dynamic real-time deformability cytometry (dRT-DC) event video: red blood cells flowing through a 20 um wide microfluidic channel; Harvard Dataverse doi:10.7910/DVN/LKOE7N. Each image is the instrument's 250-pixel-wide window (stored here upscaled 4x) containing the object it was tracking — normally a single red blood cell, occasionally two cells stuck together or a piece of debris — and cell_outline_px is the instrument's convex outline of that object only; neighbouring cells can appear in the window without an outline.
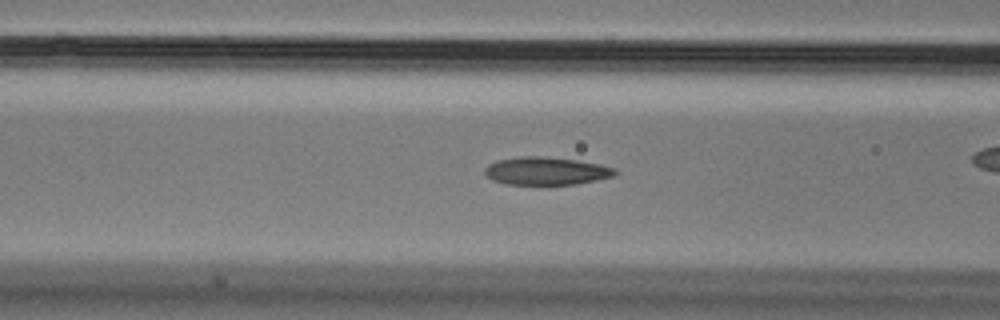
{"species": "Egyptian fruit bat (a non-hibernating species)", "species_latin": "Rousettus aegyptiacus", "temperature_condition": "cold", "stored_images_in_passage": 32, "camera_frame_rate_fps": 3000, "um_per_image_px": 0.085, "animal": {"sex": "male"}, "frame": {"image": 1, "passage_image": 10, "time_ms": 3.0, "image_size_px": [1000, 320], "cell_outline_px": [[616, 172], [612, 176], [596, 180], [576, 184], [508, 184], [492, 180], [484, 172], [484, 168], [488, 164], [496, 160], [520, 156], [540, 156], [576, 160], [600, 164], [616, 168]], "centroid_in_image_um": [46.39, 14.52], "position_along_channel_um": 120.2, "area_um2": 21.04}}
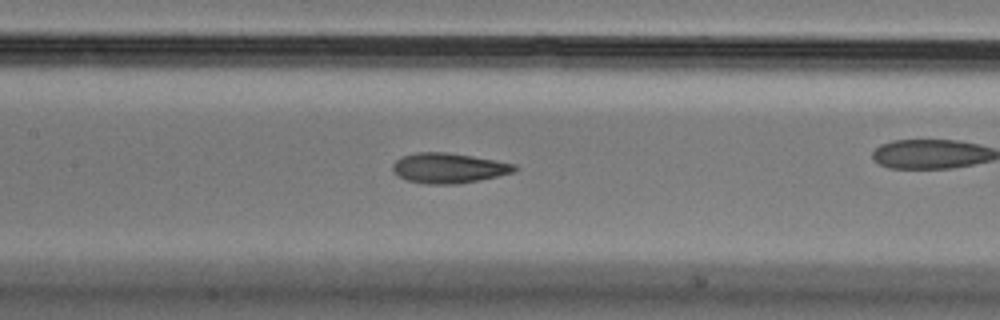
{"frame": {"image": 2, "passage_image": 14, "time_ms": 4.333, "image_size_px": [1000, 320], "cell_outline_px": [[520, 168], [516, 172], [480, 180], [456, 184], [424, 184], [408, 180], [396, 176], [392, 172], [392, 164], [396, 160], [404, 156], [416, 152], [448, 152], [496, 160], [516, 164]], "centroid_in_image_um": [38.16, 14.29], "position_along_channel_um": 169.2, "area_um2": 21.68}}